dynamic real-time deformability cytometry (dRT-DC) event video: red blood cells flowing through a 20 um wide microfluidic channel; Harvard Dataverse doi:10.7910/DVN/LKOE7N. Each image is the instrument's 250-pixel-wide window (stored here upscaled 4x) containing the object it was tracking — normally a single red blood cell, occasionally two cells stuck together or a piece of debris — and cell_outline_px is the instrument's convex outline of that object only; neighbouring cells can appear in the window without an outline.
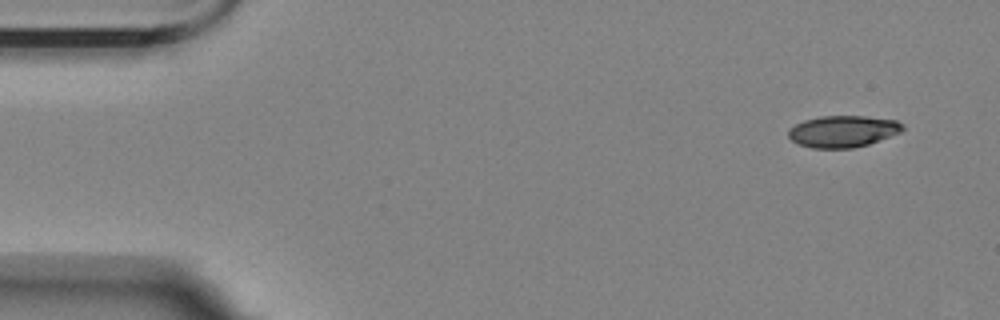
{"species": "Egyptian fruit bat (a non-hibernating species)", "species_latin": "Rousettus aegyptiacus", "temperature_condition": "room temperature", "stored_images_in_passage": 8, "camera_frame_rate_fps": 3000, "um_per_image_px": 0.085, "animal": {"sex": "female"}, "frame": {"image": 1, "passage_image": 1, "time_ms": 0.0, "image_size_px": [1000, 320], "cell_outline_px": [[904, 128], [900, 132], [868, 144], [852, 148], [812, 148], [800, 144], [792, 140], [788, 136], [788, 132], [796, 124], [804, 120], [820, 116], [864, 116], [896, 120], [904, 124]], "centroid_in_image_um": [71.66, 11.16], "position_along_channel_um": 13.3, "area_um2": 20.87}}
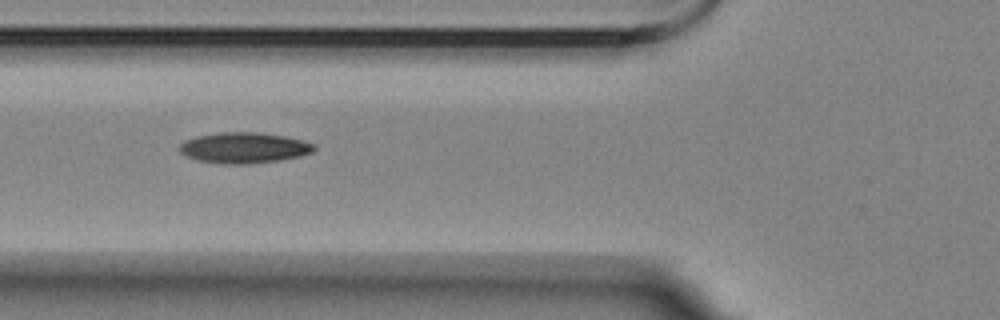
{"frame": {"image": 2, "passage_image": 6, "time_ms": 5.667, "image_size_px": [1000, 320], "cell_outline_px": [[316, 148], [312, 152], [300, 156], [280, 160], [248, 164], [224, 164], [196, 160], [184, 156], [180, 152], [180, 144], [196, 136], [220, 132], [260, 132], [284, 136], [300, 140], [312, 144]], "centroid_in_image_um": [20.71, 12.57], "position_along_channel_um": 105.1, "area_um2": 24.04}}
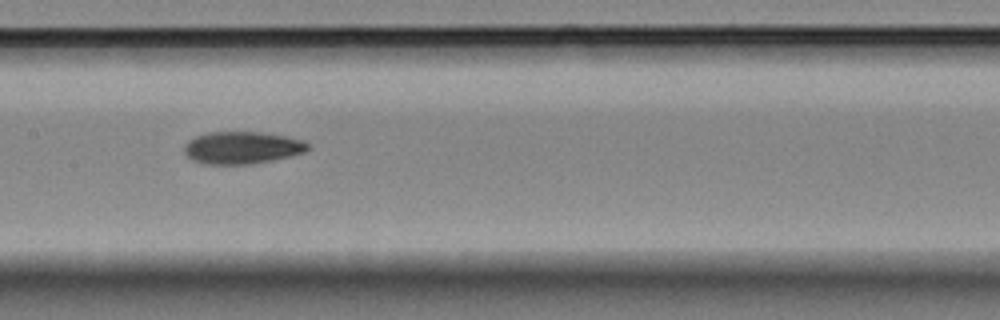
{"frame": {"image": 3, "passage_image": 8, "time_ms": 8.0, "image_size_px": [1000, 320], "cell_outline_px": [[312, 148], [304, 152], [272, 160], [252, 164], [204, 164], [192, 160], [184, 152], [184, 144], [188, 140], [196, 136], [208, 132], [264, 132], [304, 140]], "centroid_in_image_um": [20.57, 12.55], "position_along_channel_um": 186.8, "area_um2": 23.35}}